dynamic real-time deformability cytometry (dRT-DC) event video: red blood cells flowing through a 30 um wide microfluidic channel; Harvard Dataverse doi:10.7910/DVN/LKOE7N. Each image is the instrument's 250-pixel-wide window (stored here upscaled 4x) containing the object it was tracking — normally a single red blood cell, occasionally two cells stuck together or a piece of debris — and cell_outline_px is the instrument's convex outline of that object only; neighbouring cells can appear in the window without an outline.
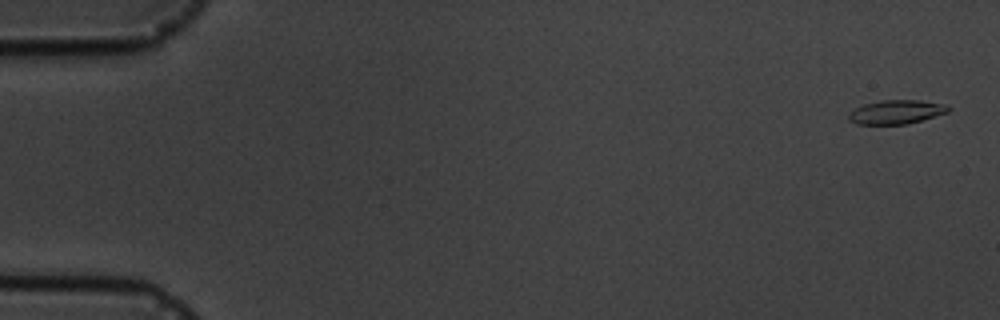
{"species": "common noctule bat (a hibernating species)", "species_latin": "Nyctalus noctula", "temperature_condition": "cold", "stored_images_in_passage": 5, "camera_frame_rate_fps": 3000, "um_per_image_px": 0.085, "animal": {"sex": "male", "body_mass_g": 19.5, "forearm_length_mm": 54.6}, "frame": {"image": 1, "passage_image": 1, "time_ms": 0.0, "image_size_px": [1000, 320], "cell_outline_px": [[952, 108], [948, 112], [908, 124], [856, 124], [848, 120], [848, 116], [856, 108], [864, 104], [880, 100], [920, 100], [948, 104]], "centroid_in_image_um": [76.23, 9.51], "position_along_channel_um": 8.8, "area_um2": 13.93}}
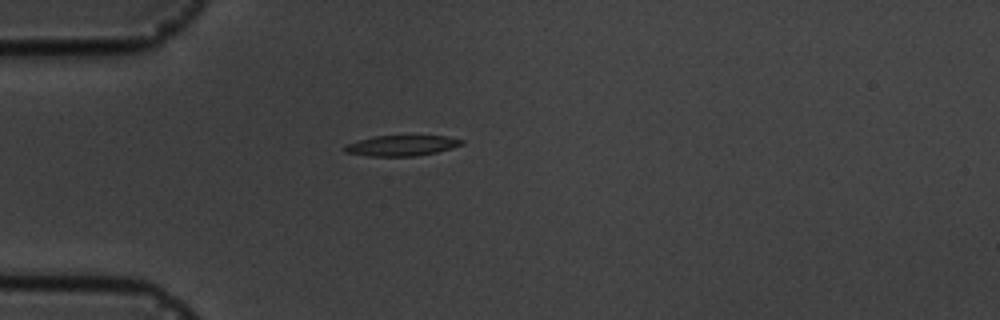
{"frame": {"image": 2, "passage_image": 5, "time_ms": 4.667, "image_size_px": [1000, 320], "cell_outline_px": [[464, 144], [452, 148], [436, 152], [416, 156], [368, 156], [344, 152], [344, 144], [376, 136], [448, 136], [464, 140]], "centroid_in_image_um": [34.15, 12.37], "position_along_channel_um": 50.9, "area_um2": 13.99}}